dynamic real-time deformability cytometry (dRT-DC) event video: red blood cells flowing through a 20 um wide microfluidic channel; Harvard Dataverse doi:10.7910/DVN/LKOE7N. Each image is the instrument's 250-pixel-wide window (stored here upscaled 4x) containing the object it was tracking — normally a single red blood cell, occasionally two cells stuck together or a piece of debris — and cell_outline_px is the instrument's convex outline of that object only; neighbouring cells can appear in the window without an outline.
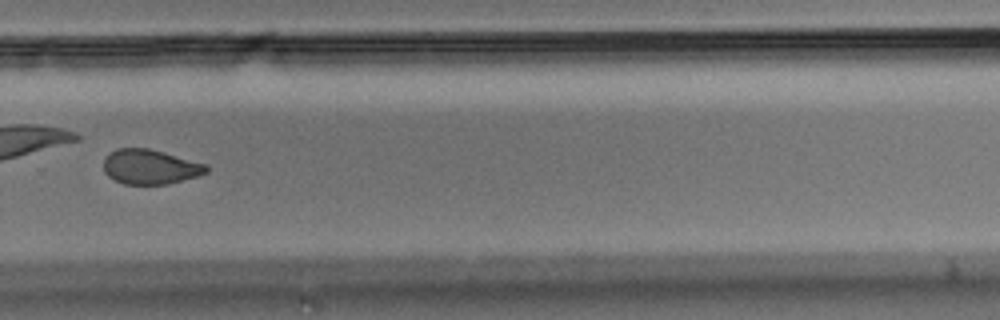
{"species": "Egyptian fruit bat (a non-hibernating species)", "species_latin": "Rousettus aegyptiacus", "temperature_condition": "room temperature", "stored_images_in_passage": 38, "camera_frame_rate_fps": 3000, "um_per_image_px": 0.085, "animal": {"sex": "male"}, "frame": {"image": 1, "passage_image": 27, "time_ms": 8.667, "image_size_px": [1000, 320], "cell_outline_px": [[208, 172], [196, 176], [168, 184], [124, 184], [108, 176], [104, 172], [104, 160], [116, 148], [148, 148], [164, 152], [208, 164]], "centroid_in_image_um": [12.78, 14.18], "position_along_channel_um": 317.0, "area_um2": 20.69}}